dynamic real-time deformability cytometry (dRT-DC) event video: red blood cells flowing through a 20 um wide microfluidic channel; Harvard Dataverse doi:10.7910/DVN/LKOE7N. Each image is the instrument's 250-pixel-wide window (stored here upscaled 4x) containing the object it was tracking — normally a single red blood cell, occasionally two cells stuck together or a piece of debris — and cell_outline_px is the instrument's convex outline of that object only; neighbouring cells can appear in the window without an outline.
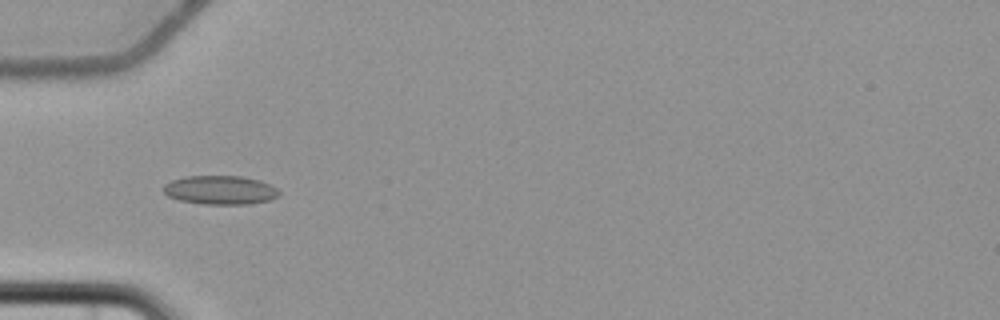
{"species": "common noctule bat (a hibernating species)", "species_latin": "Nyctalus noctula", "temperature_condition": "cold", "stored_images_in_passage": 6, "camera_frame_rate_fps": 3000, "um_per_image_px": 0.085, "animal": {"sex": "female", "body_mass_g": 22.7, "forearm_length_mm": 54.2}, "frame": {"image": 1, "passage_image": 6, "time_ms": 6.333, "image_size_px": [1000, 320], "cell_outline_px": [[280, 196], [268, 200], [248, 204], [204, 204], [180, 200], [168, 196], [164, 192], [164, 184], [172, 180], [188, 176], [240, 176], [260, 180], [276, 188], [280, 192]], "centroid_in_image_um": [18.73, 16.15], "position_along_channel_um": 66.3, "area_um2": 19.31}}